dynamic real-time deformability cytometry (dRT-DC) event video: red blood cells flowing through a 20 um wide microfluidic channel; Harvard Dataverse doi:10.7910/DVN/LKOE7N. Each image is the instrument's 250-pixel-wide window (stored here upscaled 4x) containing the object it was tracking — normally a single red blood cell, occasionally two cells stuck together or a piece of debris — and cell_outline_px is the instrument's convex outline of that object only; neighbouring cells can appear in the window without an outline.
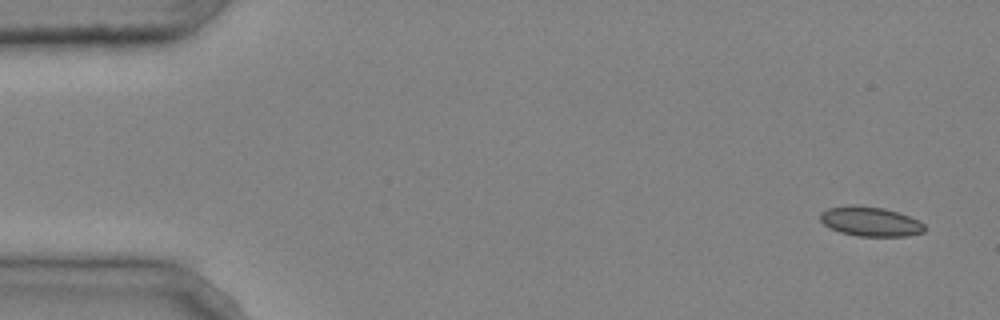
{"species": "common noctule bat (a hibernating species)", "species_latin": "Nyctalus noctula", "temperature_condition": "cold", "stored_images_in_passage": 4, "camera_frame_rate_fps": 3000, "um_per_image_px": 0.085, "animal": {"sex": "male", "body_mass_g": 20.4}, "frame": {"image": 1, "passage_image": 1, "time_ms": 0.0, "image_size_px": [1000, 320], "cell_outline_px": [[924, 232], [908, 236], [856, 236], [840, 232], [824, 224], [820, 220], [820, 212], [828, 208], [884, 208], [908, 216], [924, 224]], "centroid_in_image_um": [74.01, 18.88], "position_along_channel_um": 11.0, "area_um2": 17.05}}
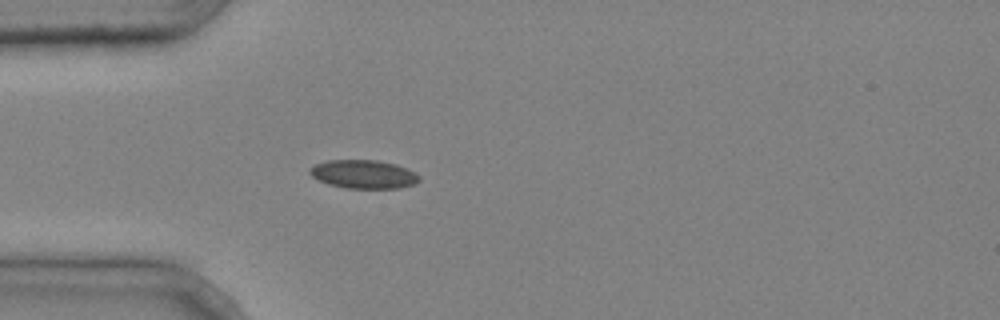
{"frame": {"image": 2, "passage_image": 4, "time_ms": 1.0, "image_size_px": [1000, 320], "cell_outline_px": [[420, 180], [416, 184], [400, 188], [344, 188], [328, 184], [312, 176], [308, 172], [308, 168], [316, 164], [328, 160], [376, 160], [396, 164], [416, 172], [420, 176]], "centroid_in_image_um": [30.93, 14.81], "position_along_channel_um": 54.1, "area_um2": 18.32}}